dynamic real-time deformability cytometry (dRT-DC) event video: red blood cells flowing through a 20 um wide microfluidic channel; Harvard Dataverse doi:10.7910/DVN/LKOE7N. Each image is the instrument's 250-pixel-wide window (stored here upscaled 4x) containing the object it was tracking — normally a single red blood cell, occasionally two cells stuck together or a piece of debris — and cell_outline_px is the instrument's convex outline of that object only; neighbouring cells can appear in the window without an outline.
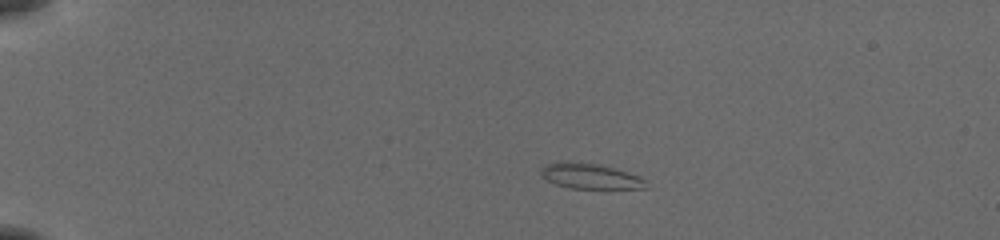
{"species": "common noctule bat (a hibernating species)", "species_latin": "Nyctalus noctula", "temperature_condition": "cold", "stored_images_in_passage": 43, "camera_frame_rate_fps": 3000, "um_per_image_px": 0.085, "animal": {"sex": "female", "body_mass_g": 19.5, "forearm_length_mm": 54.1}, "frame": {"image": 1, "passage_image": 1, "time_ms": 0.0, "image_size_px": [1000, 240], "cell_outline_px": [[648, 188], [568, 188], [556, 184], [540, 176], [540, 168], [548, 164], [560, 160], [568, 160], [600, 164], [640, 176], [644, 180]], "centroid_in_image_um": [50.1, 14.95], "position_along_channel_um": 34.9, "area_um2": 15.66}}
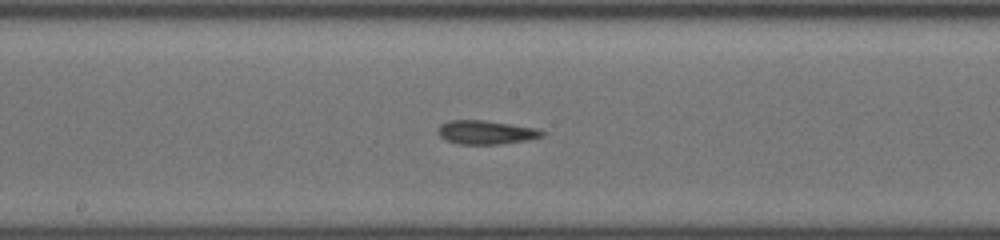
{"frame": {"image": 2, "passage_image": 20, "time_ms": 6.333, "image_size_px": [1000, 240], "cell_outline_px": [[544, 136], [528, 140], [500, 144], [456, 144], [444, 140], [440, 136], [440, 124], [448, 120], [484, 120], [536, 128], [544, 132]], "centroid_in_image_um": [41.3, 11.25], "position_along_channel_um": 206.9, "area_um2": 14.39}}
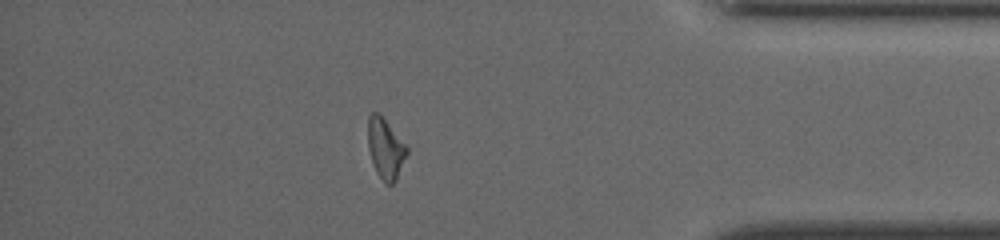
{"frame": {"image": 3, "passage_image": 37, "time_ms": 12.0, "image_size_px": [1000, 240], "cell_outline_px": [[408, 152], [396, 180], [392, 184], [384, 184], [376, 172], [372, 164], [368, 148], [368, 116], [372, 112], [380, 112], [408, 148]], "centroid_in_image_um": [32.75, 12.62], "position_along_channel_um": 402.5, "area_um2": 13.87}, "authors_computed_cell_mechanics": {"area_um2": 14.1032, "velocity_mm_per_s": 3.8957, "shape_relaxation_time_tau1_ms": 8.6203, "shape_relaxation_time_tau2_ms": 2.7885, "deformation_change_tau1": 0.201, "deformation_change_tau2": 0.114}}